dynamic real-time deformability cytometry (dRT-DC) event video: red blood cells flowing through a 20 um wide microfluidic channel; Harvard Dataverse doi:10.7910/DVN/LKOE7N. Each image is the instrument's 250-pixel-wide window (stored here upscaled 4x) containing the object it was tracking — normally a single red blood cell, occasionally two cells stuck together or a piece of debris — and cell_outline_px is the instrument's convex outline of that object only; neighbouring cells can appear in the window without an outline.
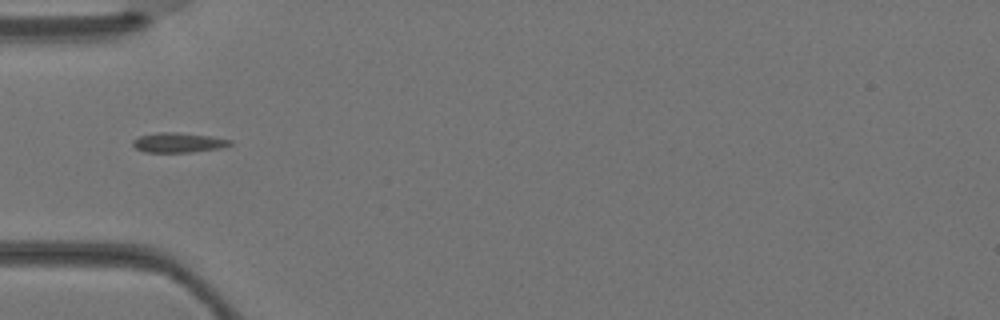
{"species": "Egyptian fruit bat (a non-hibernating species)", "species_latin": "Rousettus aegyptiacus", "temperature_condition": "warm", "stored_images_in_passage": 4, "camera_frame_rate_fps": 3000, "um_per_image_px": 0.085, "animal": {"sex": "female"}, "frame": {"image": 1, "passage_image": 4, "time_ms": 1.0, "image_size_px": [1000, 320], "cell_outline_px": [[232, 144], [220, 148], [192, 152], [144, 152], [136, 148], [132, 144], [132, 140], [140, 136], [156, 132], [180, 132], [208, 136], [232, 140]], "centroid_in_image_um": [15.13, 12.11], "position_along_channel_um": 69.9, "area_um2": 11.21}}